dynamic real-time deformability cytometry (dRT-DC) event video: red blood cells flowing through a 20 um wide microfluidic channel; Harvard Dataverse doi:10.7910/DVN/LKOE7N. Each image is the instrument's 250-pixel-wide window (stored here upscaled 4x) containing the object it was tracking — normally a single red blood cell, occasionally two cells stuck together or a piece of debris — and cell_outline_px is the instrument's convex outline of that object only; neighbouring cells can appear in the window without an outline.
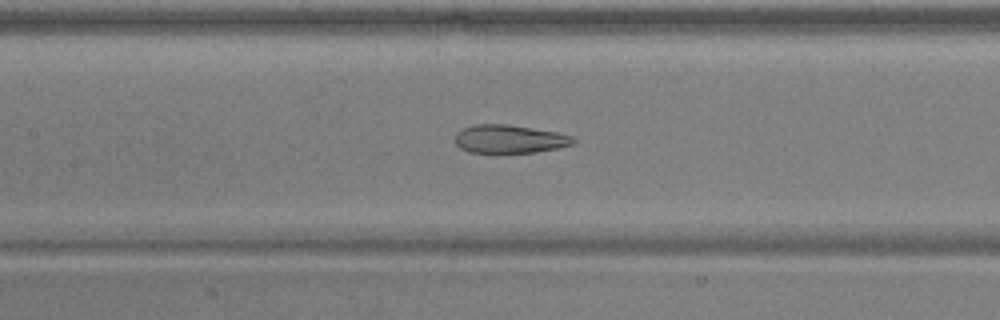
{"species": "common noctule bat (a hibernating species)", "species_latin": "Nyctalus noctula", "temperature_condition": "warm", "stored_images_in_passage": 52, "camera_frame_rate_fps": 3000, "um_per_image_px": 0.085, "animal": {"sex": "male", "body_mass_g": 17.9, "forearm_length_mm": 54.2}, "frame": {"image": 1, "passage_image": 25, "time_ms": 8.0, "image_size_px": [1000, 320], "cell_outline_px": [[576, 140], [572, 144], [556, 148], [536, 152], [496, 156], [468, 152], [460, 148], [456, 144], [456, 132], [460, 128], [476, 124], [508, 124], [560, 132], [572, 136]], "centroid_in_image_um": [43.26, 11.86], "position_along_channel_um": 164.1, "area_um2": 20.52}}
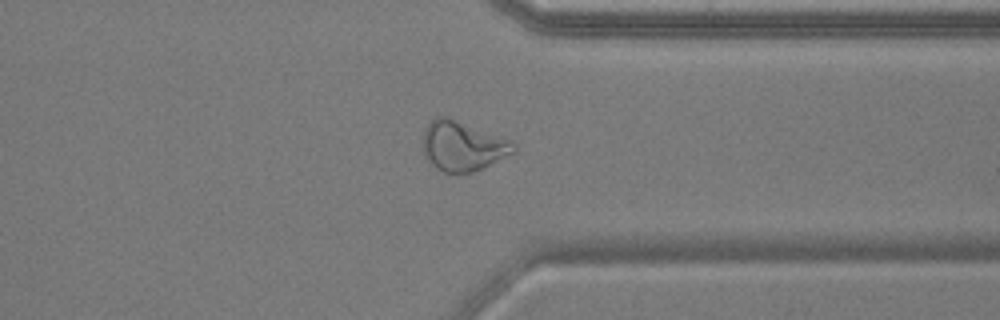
{"frame": {"image": 2, "passage_image": 41, "time_ms": 13.333, "image_size_px": [1000, 320], "cell_outline_px": [[516, 152], [472, 172], [444, 172], [436, 168], [424, 156], [424, 128], [436, 116], [448, 116], [508, 140], [516, 144]], "centroid_in_image_um": [39.31, 12.4], "position_along_channel_um": 372.1, "area_um2": 25.84}}
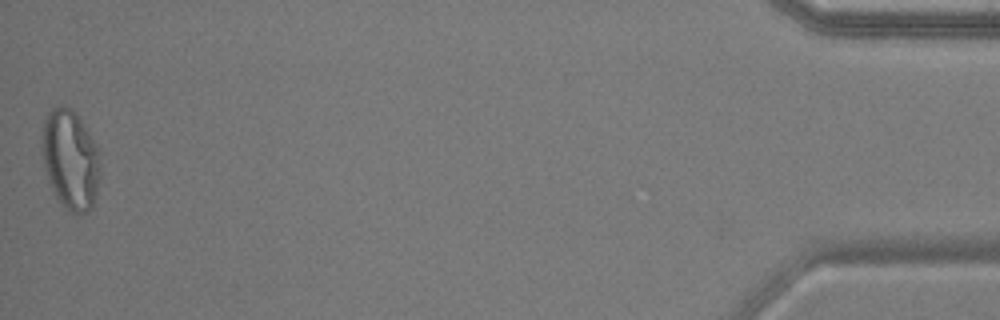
{"frame": {"image": 3, "passage_image": 52, "time_ms": 17.0, "image_size_px": [1000, 320], "cell_outline_px": [[100, 176], [92, 208], [88, 212], [68, 212], [56, 196], [48, 180], [44, 168], [44, 120], [48, 112], [52, 108], [72, 108], [88, 132], [100, 152]], "centroid_in_image_um": [6.02, 13.61], "position_along_channel_um": 429.2, "area_um2": 33.06}, "authors_computed_cell_mechanics": {"area_um2": 25.143, "velocity_mm_per_s": 3.9342, "shape_relaxation_time_tau1_ms": null, "shape_relaxation_time_tau2_ms": 1.7398, "deformation_change_tau1": null, "deformation_change_tau2": 0.1016}}